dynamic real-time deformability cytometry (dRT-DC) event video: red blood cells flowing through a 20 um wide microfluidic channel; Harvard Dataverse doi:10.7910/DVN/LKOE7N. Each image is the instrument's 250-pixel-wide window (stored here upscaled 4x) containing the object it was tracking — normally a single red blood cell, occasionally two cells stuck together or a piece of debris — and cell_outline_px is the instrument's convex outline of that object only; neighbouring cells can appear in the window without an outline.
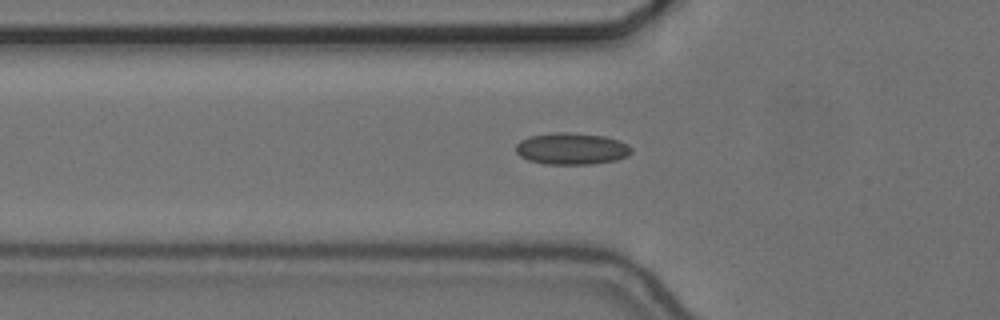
{"species": "common noctule bat (a hibernating species)", "species_latin": "Nyctalus noctula", "temperature_condition": "cold", "stored_images_in_passage": 37, "camera_frame_rate_fps": 3000, "um_per_image_px": 0.085, "animal": {"sex": "female", "body_mass_g": 24.6, "forearm_length_mm": 56.2}, "frame": {"image": 1, "passage_image": 4, "time_ms": 1.0, "image_size_px": [1000, 320], "cell_outline_px": [[632, 152], [628, 156], [616, 160], [592, 164], [544, 164], [528, 160], [520, 156], [516, 152], [516, 144], [520, 140], [528, 136], [552, 132], [568, 132], [604, 136], [620, 140], [628, 144], [632, 148]], "centroid_in_image_um": [48.59, 12.63], "position_along_channel_um": 77.2, "area_um2": 21.62}}
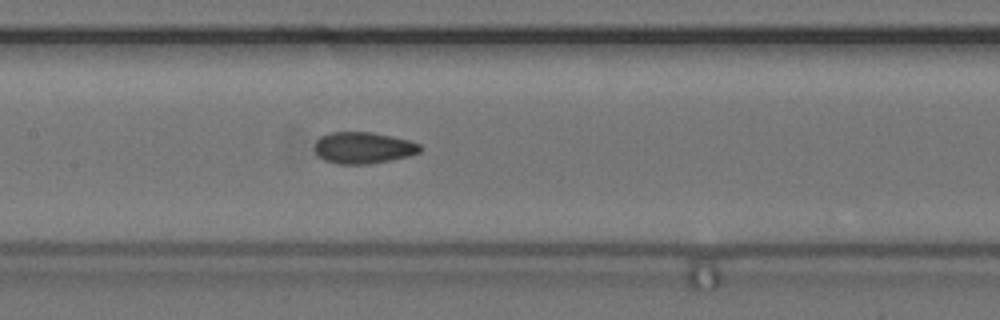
{"frame": {"image": 2, "passage_image": 12, "time_ms": 3.667, "image_size_px": [1000, 320], "cell_outline_px": [[424, 148], [420, 152], [408, 156], [368, 164], [336, 164], [324, 160], [316, 152], [316, 140], [320, 136], [332, 132], [372, 132], [392, 136], [408, 140], [420, 144]], "centroid_in_image_um": [30.9, 12.56], "position_along_channel_um": 176.5, "area_um2": 19.31}}
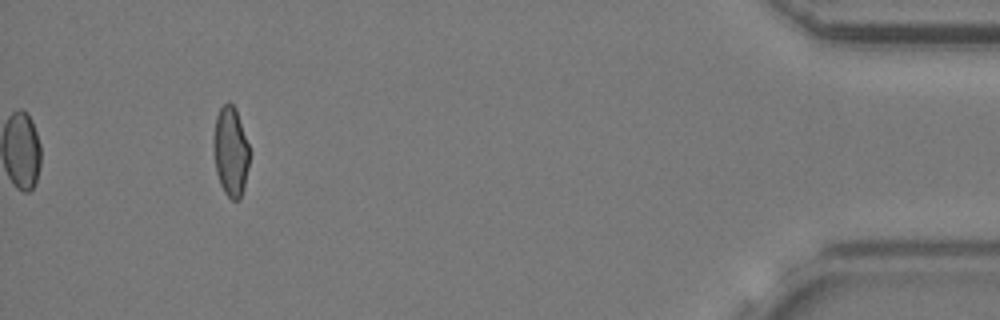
{"frame": {"image": 3, "passage_image": 37, "time_ms": 12.0, "image_size_px": [1000, 320], "cell_outline_px": [[248, 168], [244, 188], [240, 200], [232, 200], [224, 192], [220, 184], [216, 172], [212, 148], [212, 140], [216, 116], [220, 108], [228, 100], [236, 108], [248, 144]], "centroid_in_image_um": [19.58, 12.87], "position_along_channel_um": 415.6, "area_um2": 18.96}, "authors_computed_cell_mechanics": {"area_um2": 19.3052, "velocity_mm_per_s": 3.6812, "shape_relaxation_time_tau1_ms": null, "shape_relaxation_time_tau2_ms": 1.618, "deformation_change_tau1": null, "deformation_change_tau2": 0.072}}